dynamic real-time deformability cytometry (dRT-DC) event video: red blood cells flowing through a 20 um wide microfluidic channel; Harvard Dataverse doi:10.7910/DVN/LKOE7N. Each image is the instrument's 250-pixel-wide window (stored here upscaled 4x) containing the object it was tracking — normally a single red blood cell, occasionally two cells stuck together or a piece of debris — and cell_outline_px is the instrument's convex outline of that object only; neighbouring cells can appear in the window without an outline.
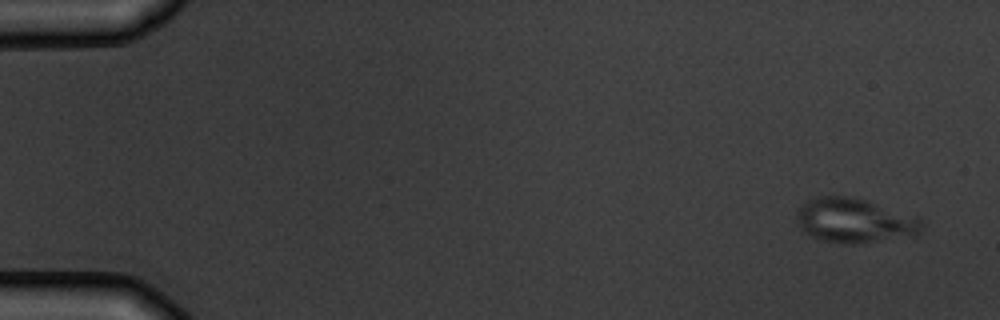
{"species": "common noctule bat (a hibernating species)", "species_latin": "Nyctalus noctula", "temperature_condition": "warm", "stored_images_in_passage": 4, "camera_frame_rate_fps": 3000, "um_per_image_px": 0.085, "animal": {"sex": "male", "body_mass_g": 19.5, "forearm_length_mm": 54.6}, "frame": {"image": 1, "passage_image": 1, "time_ms": 0.0, "image_size_px": [1000, 320], "cell_outline_px": [[928, 224], [916, 236], [860, 244], [844, 244], [824, 240], [812, 236], [804, 232], [796, 224], [796, 212], [808, 200], [820, 196], [848, 196], [864, 200], [920, 216]], "centroid_in_image_um": [72.73, 18.77], "position_along_channel_um": 12.3, "area_um2": 33.12}}